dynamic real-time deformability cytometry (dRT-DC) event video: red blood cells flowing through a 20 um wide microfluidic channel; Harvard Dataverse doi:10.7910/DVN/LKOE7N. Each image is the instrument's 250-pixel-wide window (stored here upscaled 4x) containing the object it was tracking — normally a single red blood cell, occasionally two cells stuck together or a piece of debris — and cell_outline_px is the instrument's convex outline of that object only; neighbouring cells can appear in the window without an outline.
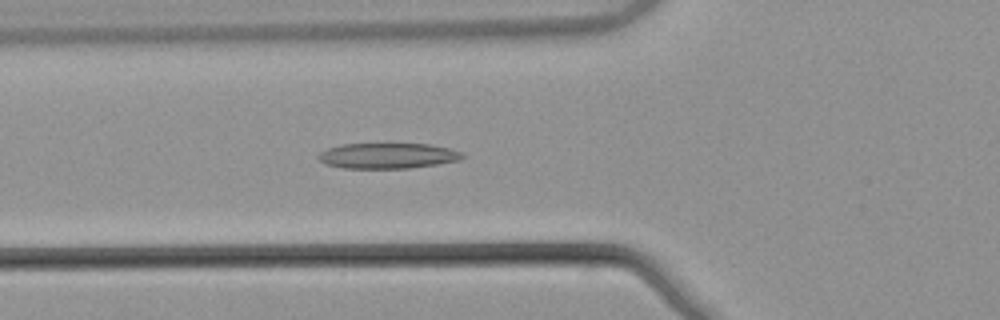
{"species": "common noctule bat (a hibernating species)", "species_latin": "Nyctalus noctula", "temperature_condition": "warm", "stored_images_in_passage": 42, "camera_frame_rate_fps": 3000, "um_per_image_px": 0.085, "animal": {"sex": "male", "body_mass_g": 21.5, "forearm_length_mm": 52.0}, "frame": {"image": 1, "passage_image": 9, "time_ms": 2.667, "image_size_px": [1000, 320], "cell_outline_px": [[464, 156], [460, 160], [436, 164], [408, 168], [344, 168], [324, 164], [316, 156], [320, 152], [328, 148], [344, 144], [432, 144], [448, 148], [460, 152]], "centroid_in_image_um": [32.92, 13.24], "position_along_channel_um": 92.9, "area_um2": 21.27}}
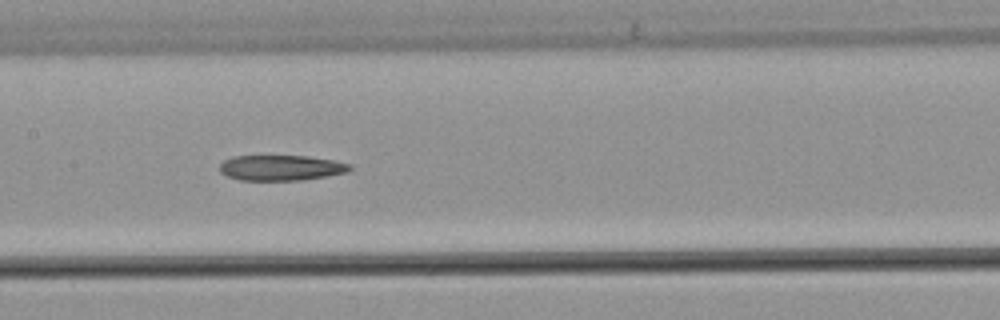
{"frame": {"image": 2, "passage_image": 16, "time_ms": 5.0, "image_size_px": [1000, 320], "cell_outline_px": [[352, 168], [348, 172], [304, 180], [240, 180], [228, 176], [220, 172], [220, 164], [224, 160], [232, 156], [308, 156], [336, 160], [352, 164]], "centroid_in_image_um": [23.93, 14.26], "position_along_channel_um": 183.5, "area_um2": 19.42}}
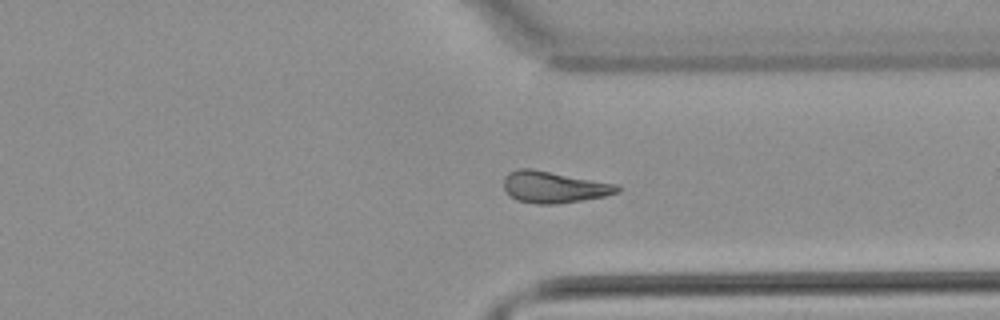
{"frame": {"image": 3, "passage_image": 30, "time_ms": 9.667, "image_size_px": [1000, 320], "cell_outline_px": [[620, 192], [604, 196], [556, 204], [536, 204], [516, 200], [504, 188], [504, 176], [508, 172], [520, 168], [532, 168], [620, 184]], "centroid_in_image_um": [47.11, 15.88], "position_along_channel_um": 364.3, "area_um2": 21.04}}